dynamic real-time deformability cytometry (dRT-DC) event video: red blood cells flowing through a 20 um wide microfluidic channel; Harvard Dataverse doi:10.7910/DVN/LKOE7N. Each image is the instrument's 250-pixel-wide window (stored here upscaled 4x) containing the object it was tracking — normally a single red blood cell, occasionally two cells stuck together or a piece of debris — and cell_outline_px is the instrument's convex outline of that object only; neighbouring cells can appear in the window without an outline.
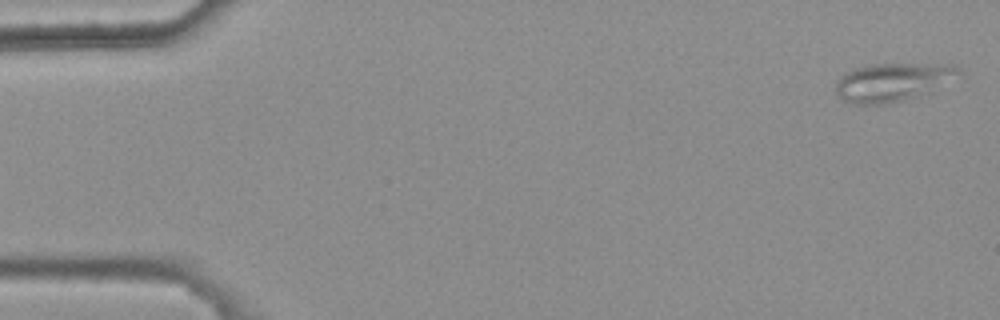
{"species": "common noctule bat (a hibernating species)", "species_latin": "Nyctalus noctula", "temperature_condition": "warm", "stored_images_in_passage": 6, "camera_frame_rate_fps": 3000, "um_per_image_px": 0.085, "animal": {"sex": "female", "body_mass_g": 25.1}, "frame": {"image": 1, "passage_image": 1, "time_ms": 0.0, "image_size_px": [1000, 320], "cell_outline_px": [[964, 76], [916, 96], [904, 100], [888, 104], [852, 104], [844, 100], [836, 92], [836, 84], [840, 76], [856, 68], [868, 64], [956, 64], [960, 68]], "centroid_in_image_um": [75.94, 6.96], "position_along_channel_um": 9.1, "area_um2": 27.57}}
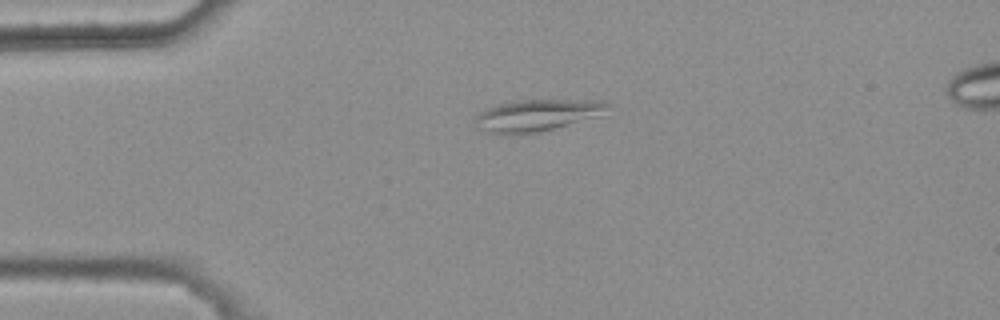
{"frame": {"image": 2, "passage_image": 4, "time_ms": 1.0, "image_size_px": [1000, 320], "cell_outline_px": [[608, 104], [600, 116], [536, 132], [508, 136], [484, 132], [476, 128], [476, 116], [480, 112], [496, 104], [512, 100], [604, 100]], "centroid_in_image_um": [45.55, 9.81], "position_along_channel_um": 39.4, "area_um2": 24.57}}